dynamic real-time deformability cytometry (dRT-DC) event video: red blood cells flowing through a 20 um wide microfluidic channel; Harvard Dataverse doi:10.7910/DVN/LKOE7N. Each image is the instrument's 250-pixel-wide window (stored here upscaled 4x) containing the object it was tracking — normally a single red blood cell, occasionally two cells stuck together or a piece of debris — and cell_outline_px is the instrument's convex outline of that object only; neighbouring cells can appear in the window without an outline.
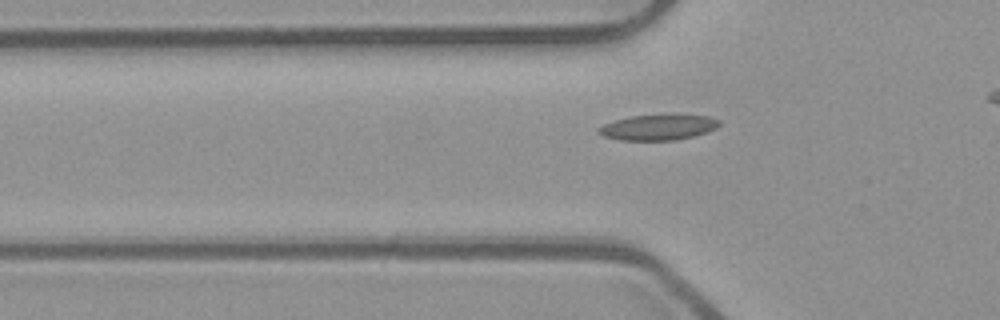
{"species": "common noctule bat (a hibernating species)", "species_latin": "Nyctalus noctula", "temperature_condition": "room temperature", "stored_images_in_passage": 39, "camera_frame_rate_fps": 3000, "um_per_image_px": 0.085, "animal": {"sex": "male", "body_mass_g": 23.1, "forearm_length_mm": 52.7}, "frame": {"image": 1, "passage_image": 11, "time_ms": 3.333, "image_size_px": [1000, 320], "cell_outline_px": [[720, 124], [716, 128], [692, 136], [676, 140], [620, 140], [604, 136], [596, 132], [596, 128], [612, 120], [632, 116], [672, 112], [680, 112], [708, 116], [720, 120]], "centroid_in_image_um": [55.95, 10.77], "position_along_channel_um": 69.9, "area_um2": 18.73}}
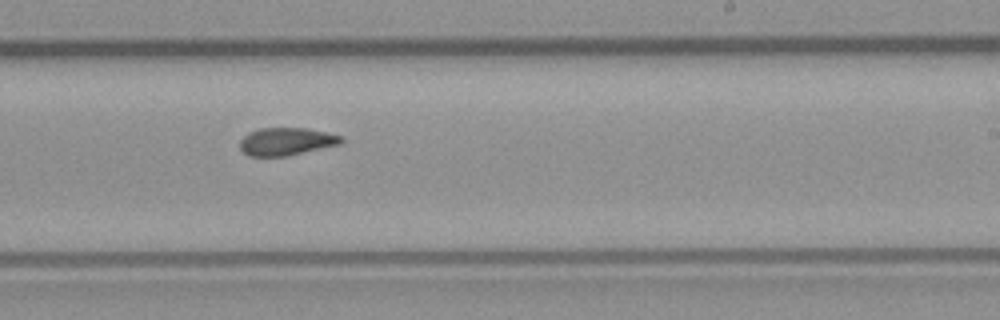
{"frame": {"image": 2, "passage_image": 26, "time_ms": 8.333, "image_size_px": [1000, 320], "cell_outline_px": [[344, 140], [340, 144], [288, 156], [248, 156], [240, 148], [240, 140], [248, 132], [260, 128], [308, 128], [340, 136]], "centroid_in_image_um": [24.31, 12.03], "position_along_channel_um": 264.7, "area_um2": 16.3}}
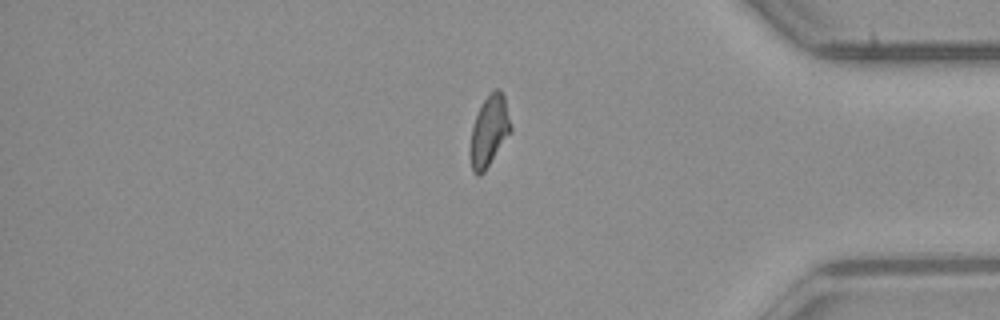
{"frame": {"image": 3, "passage_image": 38, "time_ms": 12.333, "image_size_px": [1000, 320], "cell_outline_px": [[512, 132], [484, 172], [480, 176], [476, 176], [472, 172], [468, 152], [472, 128], [476, 116], [484, 100], [496, 88], [500, 88], [504, 96], [512, 128]], "centroid_in_image_um": [41.57, 11.21], "position_along_channel_um": 393.6, "area_um2": 16.94}}